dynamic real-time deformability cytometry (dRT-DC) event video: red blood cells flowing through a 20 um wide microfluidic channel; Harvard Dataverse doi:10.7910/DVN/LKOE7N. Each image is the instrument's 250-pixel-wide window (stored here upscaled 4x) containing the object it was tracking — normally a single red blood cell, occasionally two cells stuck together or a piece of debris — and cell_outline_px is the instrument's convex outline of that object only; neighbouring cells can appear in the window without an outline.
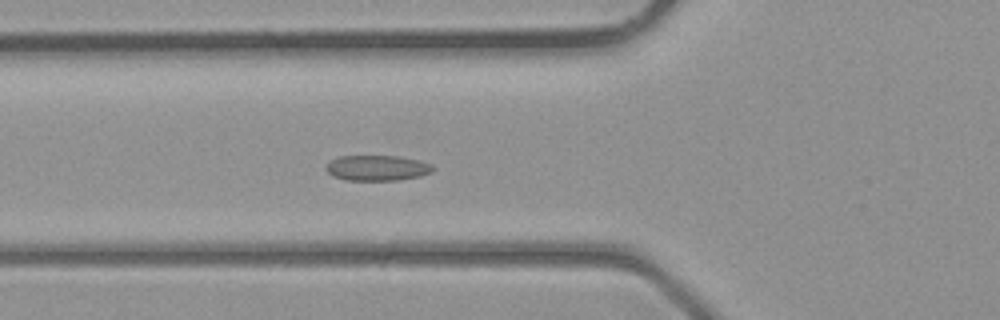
{"species": "common noctule bat (a hibernating species)", "species_latin": "Nyctalus noctula", "temperature_condition": "room temperature", "stored_images_in_passage": 36, "camera_frame_rate_fps": 3000, "um_per_image_px": 0.085, "animal": {"sex": "male", "body_mass_g": 23.1, "forearm_length_mm": 52.7}, "frame": {"image": 1, "passage_image": 10, "time_ms": 3.0, "image_size_px": [1000, 320], "cell_outline_px": [[436, 168], [432, 172], [420, 176], [400, 180], [344, 180], [332, 176], [324, 168], [328, 160], [340, 156], [400, 156], [432, 164]], "centroid_in_image_um": [32.03, 14.28], "position_along_channel_um": 93.8, "area_um2": 16.07}}
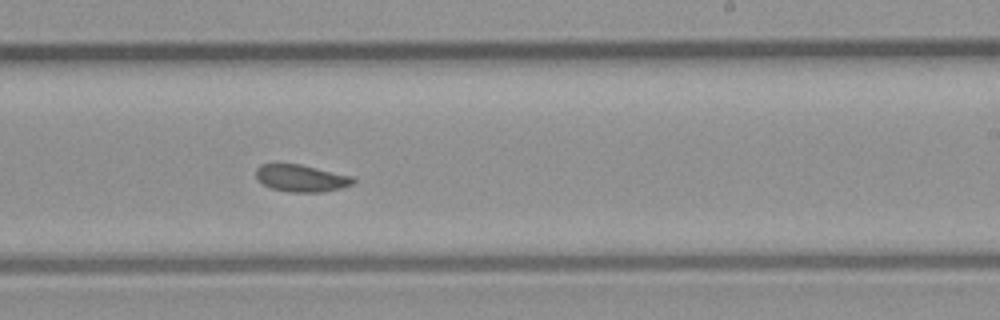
{"frame": {"image": 2, "passage_image": 20, "time_ms": 6.333, "image_size_px": [1000, 320], "cell_outline_px": [[356, 180], [352, 184], [340, 188], [320, 192], [292, 192], [272, 188], [264, 184], [256, 176], [256, 168], [260, 164], [276, 160], [300, 164], [352, 176]], "centroid_in_image_um": [25.54, 15.09], "position_along_channel_um": 263.5, "area_um2": 15.66}}
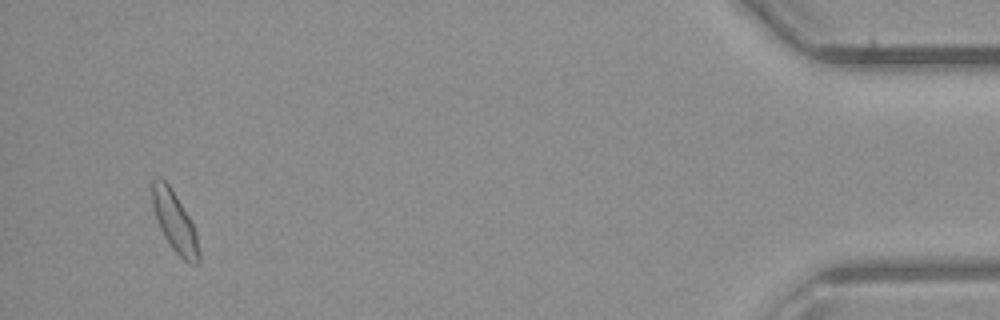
{"frame": {"image": 3, "passage_image": 34, "time_ms": 11.0, "image_size_px": [1000, 320], "cell_outline_px": [[200, 260], [196, 264], [188, 264], [172, 248], [164, 236], [156, 220], [152, 204], [152, 180], [156, 176], [160, 176], [168, 184], [176, 196], [188, 216], [196, 232], [200, 252]], "centroid_in_image_um": [14.84, 18.86], "position_along_channel_um": 420.4, "area_um2": 16.3}}